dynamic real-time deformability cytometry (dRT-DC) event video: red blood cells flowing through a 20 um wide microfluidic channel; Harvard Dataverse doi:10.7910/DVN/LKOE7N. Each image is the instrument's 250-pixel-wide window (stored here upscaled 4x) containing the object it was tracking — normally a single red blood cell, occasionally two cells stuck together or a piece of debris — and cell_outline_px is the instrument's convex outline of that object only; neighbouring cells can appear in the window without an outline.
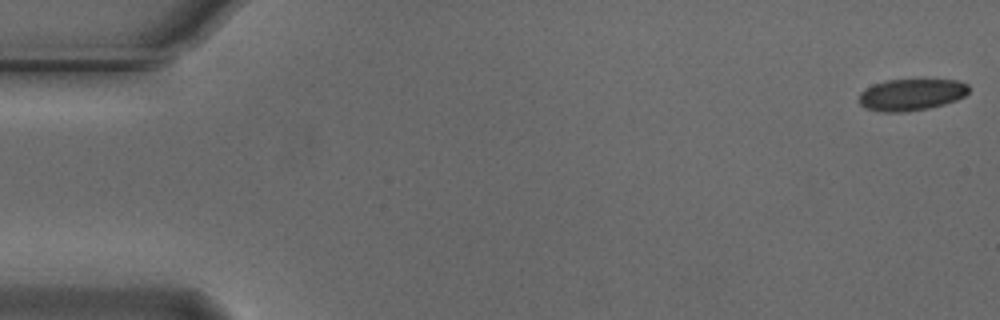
{"species": "Egyptian fruit bat (a non-hibernating species)", "species_latin": "Rousettus aegyptiacus", "temperature_condition": "cold", "stored_images_in_passage": 55, "camera_frame_rate_fps": 3000, "um_per_image_px": 0.085, "animal": {"sex": "male"}, "frame": {"image": 1, "passage_image": 1, "time_ms": 0.0, "image_size_px": [1000, 320], "cell_outline_px": [[968, 92], [964, 96], [956, 100], [944, 104], [928, 108], [904, 112], [884, 112], [864, 108], [860, 104], [860, 92], [864, 88], [872, 84], [888, 80], [956, 80], [968, 84]], "centroid_in_image_um": [77.43, 8.05], "position_along_channel_um": 7.6, "area_um2": 20.23}}
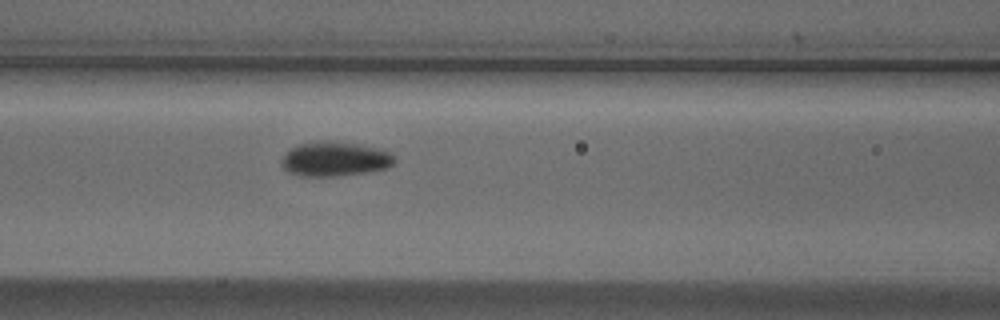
{"frame": {"image": 2, "passage_image": 23, "time_ms": 7.333, "image_size_px": [1000, 320], "cell_outline_px": [[396, 160], [388, 168], [368, 172], [336, 176], [300, 176], [288, 172], [284, 168], [284, 156], [296, 144], [316, 140], [328, 140], [360, 144], [380, 148], [392, 152]], "centroid_in_image_um": [28.52, 13.5], "position_along_channel_um": 138.1, "area_um2": 22.95}}
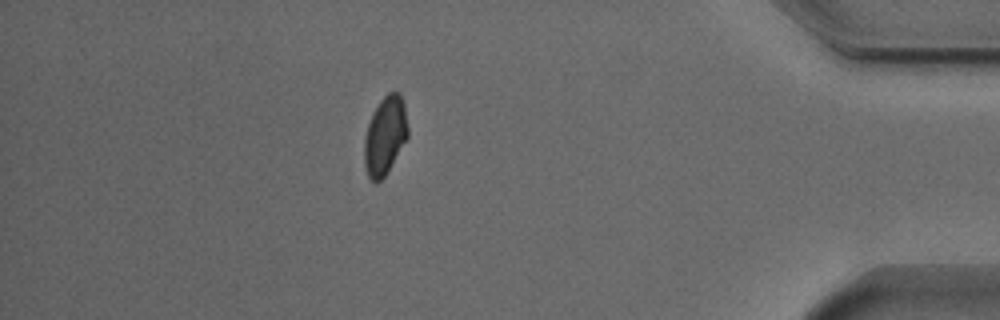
{"frame": {"image": 3, "passage_image": 48, "time_ms": 15.667, "image_size_px": [1000, 320], "cell_outline_px": [[408, 136], [384, 176], [376, 184], [368, 176], [364, 164], [364, 140], [368, 124], [372, 112], [380, 100], [388, 92], [400, 92], [404, 104], [408, 128]], "centroid_in_image_um": [32.72, 11.5], "position_along_channel_um": 402.5, "area_um2": 19.71}, "authors_computed_cell_mechanics": {"area_um2": 21.0392, "velocity_mm_per_s": 3.7292, "shape_relaxation_time_tau1_ms": 2.0906, "shape_relaxation_time_tau2_ms": 2.3536, "deformation_change_tau1": 0.077, "deformation_change_tau2": 0.0576}}